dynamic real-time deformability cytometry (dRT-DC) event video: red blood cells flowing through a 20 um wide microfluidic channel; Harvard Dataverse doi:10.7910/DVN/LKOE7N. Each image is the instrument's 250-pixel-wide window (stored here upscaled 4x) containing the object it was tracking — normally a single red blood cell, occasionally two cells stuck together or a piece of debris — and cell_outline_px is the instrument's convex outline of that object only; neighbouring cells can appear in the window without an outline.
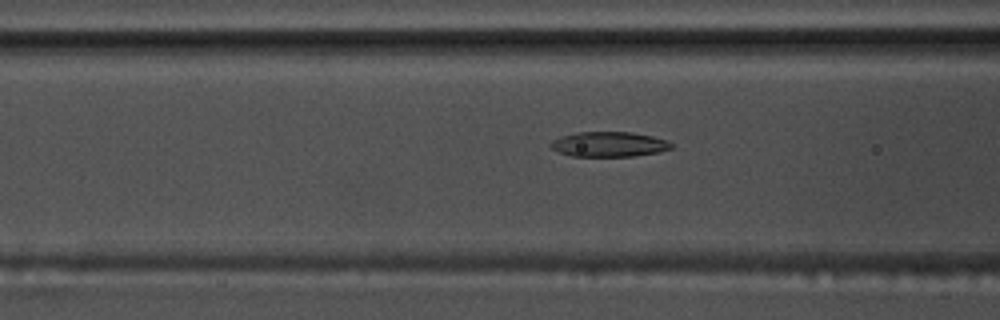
{"species": "common noctule bat (a hibernating species)", "species_latin": "Nyctalus noctula", "temperature_condition": "warm", "stored_images_in_passage": 48, "camera_frame_rate_fps": 3000, "um_per_image_px": 0.085, "animal": {"sex": "male", "body_mass_g": 17.5, "forearm_length_mm": 52.3}, "frame": {"image": 1, "passage_image": 14, "time_ms": 4.333, "image_size_px": [1000, 320], "cell_outline_px": [[672, 148], [660, 152], [632, 156], [572, 156], [560, 152], [552, 148], [548, 144], [552, 140], [560, 136], [576, 132], [632, 132], [652, 136], [668, 140], [672, 144]], "centroid_in_image_um": [51.76, 12.25], "position_along_channel_um": 114.8, "area_um2": 17.63}}
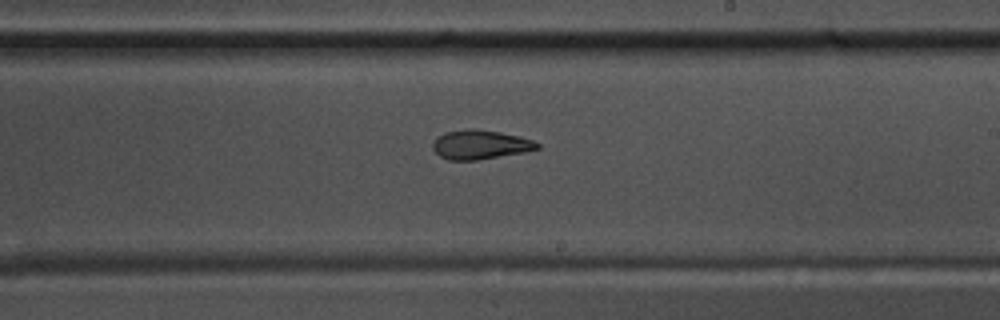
{"frame": {"image": 2, "passage_image": 25, "time_ms": 8.0, "image_size_px": [1000, 320], "cell_outline_px": [[540, 148], [524, 152], [476, 160], [448, 160], [440, 156], [432, 148], [432, 144], [436, 136], [444, 132], [468, 128], [472, 128], [500, 132], [520, 136], [532, 140], [540, 144]], "centroid_in_image_um": [40.79, 12.28], "position_along_channel_um": 248.2, "area_um2": 17.86}}
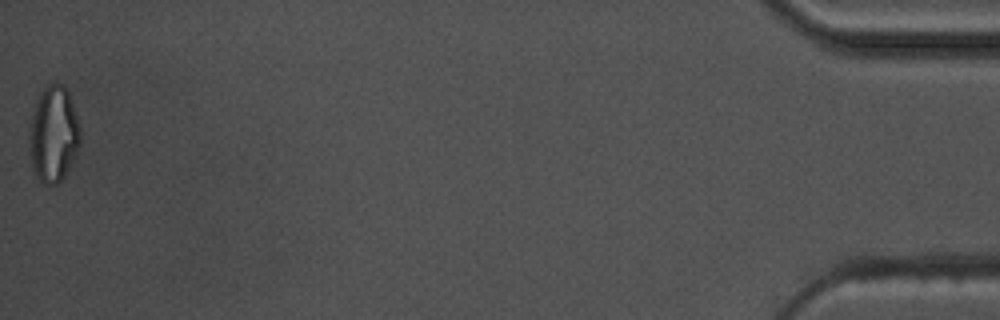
{"frame": {"image": 3, "passage_image": 48, "time_ms": 15.667, "image_size_px": [1000, 320], "cell_outline_px": [[80, 144], [64, 176], [56, 184], [44, 184], [32, 172], [28, 140], [28, 120], [36, 100], [40, 92], [52, 80], [64, 84], [68, 92], [80, 128]], "centroid_in_image_um": [4.49, 11.36], "position_along_channel_um": 430.7, "area_um2": 29.02}, "authors_computed_cell_mechanics": {"area_um2": 18.3804, "velocity_mm_per_s": 3.6524, "shape_relaxation_time_tau1_ms": 8.5488, "shape_relaxation_time_tau2_ms": 4.6831, "deformation_change_tau1": 0.2256, "deformation_change_tau2": 0.1312}}